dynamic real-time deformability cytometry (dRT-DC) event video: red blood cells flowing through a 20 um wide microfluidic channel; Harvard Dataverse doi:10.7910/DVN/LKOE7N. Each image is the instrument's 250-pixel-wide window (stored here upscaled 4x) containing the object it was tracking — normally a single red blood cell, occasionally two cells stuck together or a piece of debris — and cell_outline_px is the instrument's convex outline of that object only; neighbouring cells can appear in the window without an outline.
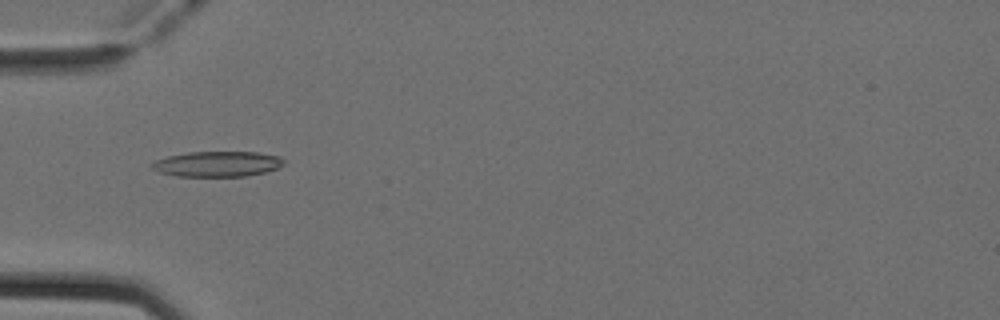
{"species": "Egyptian fruit bat (a non-hibernating species)", "species_latin": "Rousettus aegyptiacus", "temperature_condition": "cold", "stored_images_in_passage": 52, "camera_frame_rate_fps": 3000, "um_per_image_px": 0.085, "animal": {"sex": "female"}, "frame": {"image": 1, "passage_image": 17, "time_ms": 5.333, "image_size_px": [1000, 320], "cell_outline_px": [[284, 164], [276, 168], [264, 172], [244, 176], [176, 176], [160, 172], [152, 168], [148, 164], [156, 160], [168, 156], [188, 152], [256, 152], [280, 156], [284, 160]], "centroid_in_image_um": [18.45, 13.93], "position_along_channel_um": 66.5, "area_um2": 19.42}}
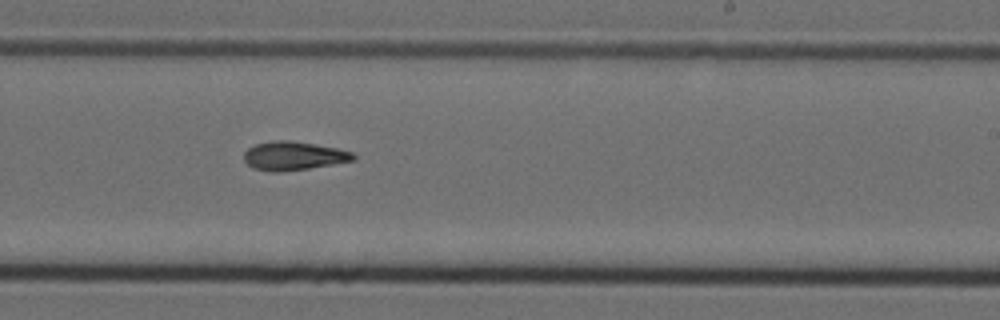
{"frame": {"image": 2, "passage_image": 32, "time_ms": 10.333, "image_size_px": [1000, 320], "cell_outline_px": [[356, 160], [308, 168], [280, 172], [268, 172], [252, 168], [244, 160], [244, 152], [248, 148], [256, 144], [272, 140], [292, 140], [316, 144], [336, 148], [352, 152], [356, 156]], "centroid_in_image_um": [24.93, 13.24], "position_along_channel_um": 264.1, "area_um2": 18.38}}
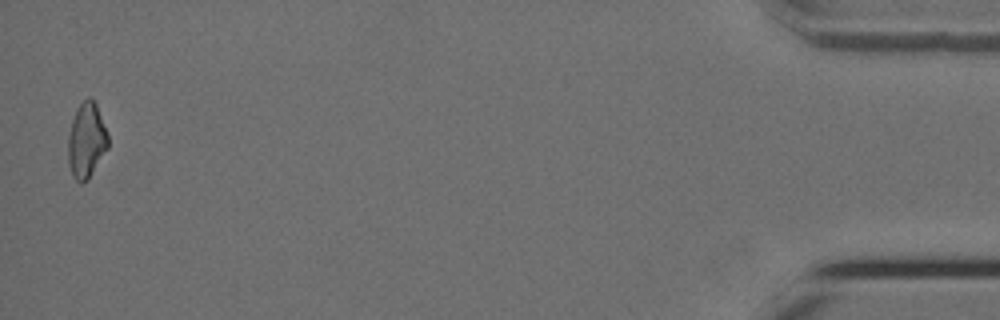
{"frame": {"image": 3, "passage_image": 51, "time_ms": 16.667, "image_size_px": [1000, 320], "cell_outline_px": [[108, 148], [88, 180], [84, 184], [80, 184], [72, 176], [68, 164], [68, 136], [72, 120], [76, 108], [88, 96], [92, 96], [96, 104], [108, 136]], "centroid_in_image_um": [7.33, 11.96], "position_along_channel_um": 427.9, "area_um2": 17.69}, "authors_computed_cell_mechanics": {"area_um2": 18.207, "velocity_mm_per_s": 3.9647, "shape_relaxation_time_tau1_ms": null, "shape_relaxation_time_tau2_ms": 8.8695, "deformation_change_tau1": null, "deformation_change_tau2": 0.207}}